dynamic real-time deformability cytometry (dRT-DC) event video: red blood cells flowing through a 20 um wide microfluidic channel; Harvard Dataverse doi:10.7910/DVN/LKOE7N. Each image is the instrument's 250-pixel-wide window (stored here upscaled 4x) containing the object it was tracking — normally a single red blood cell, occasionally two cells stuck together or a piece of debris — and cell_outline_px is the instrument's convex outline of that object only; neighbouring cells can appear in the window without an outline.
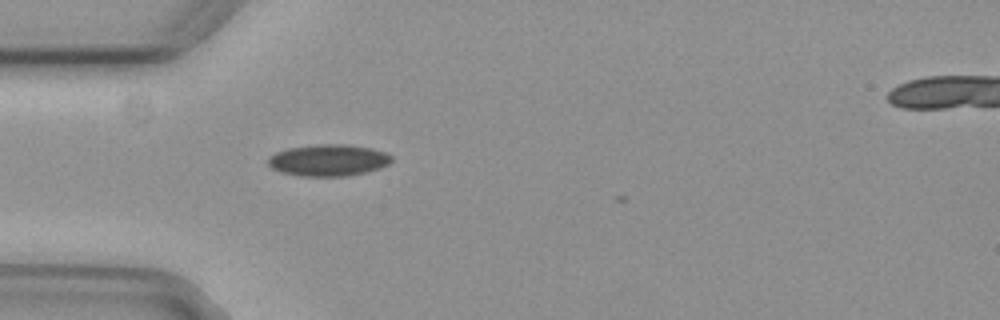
{"species": "common noctule bat (a hibernating species)", "species_latin": "Nyctalus noctula", "temperature_condition": "cold", "stored_images_in_passage": 5, "camera_frame_rate_fps": 3000, "um_per_image_px": 0.085, "animal": {"sex": "female", "body_mass_g": 29.2, "forearm_length_mm": 56.3}, "frame": {"image": 1, "passage_image": 4, "time_ms": 1.0, "image_size_px": [1000, 320], "cell_outline_px": [[392, 160], [388, 164], [380, 168], [348, 176], [300, 176], [280, 172], [272, 168], [268, 164], [268, 156], [276, 152], [288, 148], [324, 144], [344, 144], [372, 148], [384, 152], [392, 156]], "centroid_in_image_um": [27.9, 13.62], "position_along_channel_um": 57.1, "area_um2": 22.72}}